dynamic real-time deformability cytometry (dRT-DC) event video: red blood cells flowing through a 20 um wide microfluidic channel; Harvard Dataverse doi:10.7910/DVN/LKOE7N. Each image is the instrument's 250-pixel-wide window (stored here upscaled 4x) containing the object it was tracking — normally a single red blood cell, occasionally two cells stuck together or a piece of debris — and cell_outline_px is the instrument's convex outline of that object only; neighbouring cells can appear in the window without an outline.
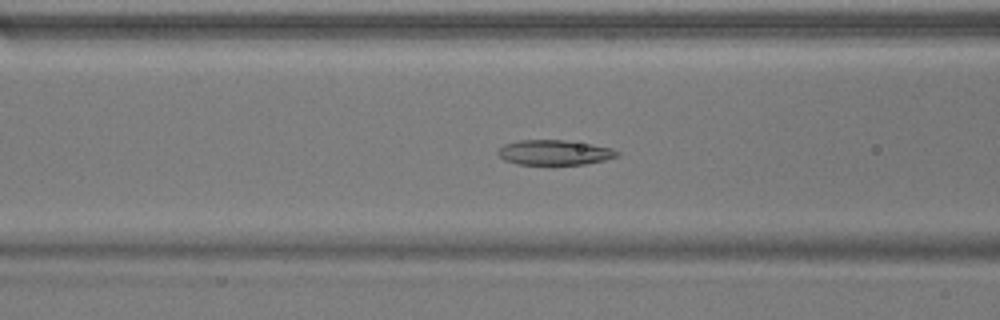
{"species": "common noctule bat (a hibernating species)", "species_latin": "Nyctalus noctula", "temperature_condition": "warm", "stored_images_in_passage": 53, "camera_frame_rate_fps": 3000, "um_per_image_px": 0.085, "animal": {"sex": "male", "body_mass_g": 17.9}, "frame": {"image": 1, "passage_image": 20, "time_ms": 6.333, "image_size_px": [1000, 320], "cell_outline_px": [[620, 156], [604, 160], [584, 164], [516, 164], [504, 160], [496, 152], [504, 144], [520, 140], [564, 140], [592, 144], [612, 148], [620, 152]], "centroid_in_image_um": [47.15, 12.96], "position_along_channel_um": 119.5, "area_um2": 17.34}}
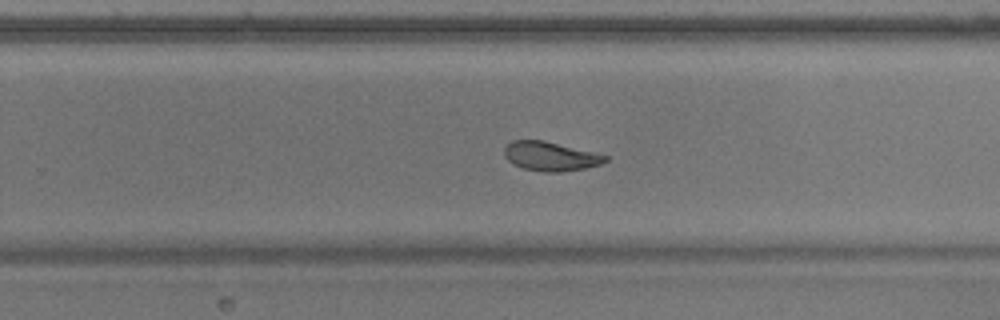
{"frame": {"image": 2, "passage_image": 33, "time_ms": 10.667, "image_size_px": [1000, 320], "cell_outline_px": [[608, 160], [600, 164], [584, 168], [560, 172], [544, 172], [524, 168], [508, 160], [504, 156], [504, 148], [512, 140], [544, 140], [608, 156]], "centroid_in_image_um": [46.77, 13.28], "position_along_channel_um": 283.0, "area_um2": 16.88}}
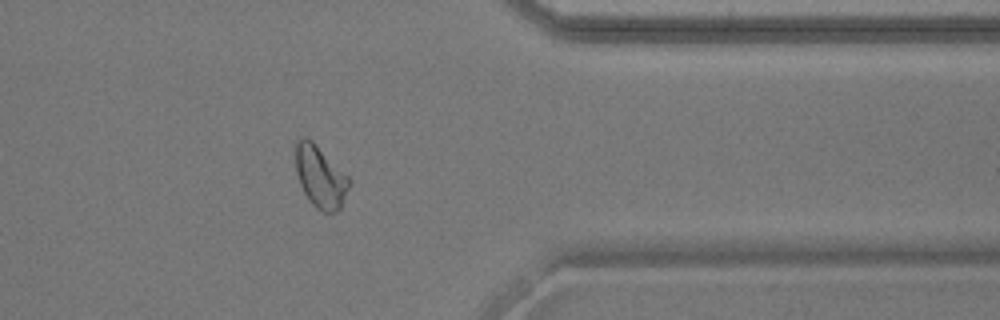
{"frame": {"image": 3, "passage_image": 42, "time_ms": 13.667, "image_size_px": [1000, 320], "cell_outline_px": [[352, 184], [340, 208], [336, 212], [324, 212], [316, 208], [308, 200], [300, 184], [296, 172], [292, 144], [296, 140], [304, 136], [308, 136], [352, 180]], "centroid_in_image_um": [27.19, 14.98], "position_along_channel_um": 384.2, "area_um2": 19.94}, "authors_computed_cell_mechanics": {"area_um2": 19.5942, "velocity_mm_per_s": 3.7862, "shape_relaxation_time_tau1_ms": 4.8404, "shape_relaxation_time_tau2_ms": 1.8058, "deformation_change_tau1": 0.1451, "deformation_change_tau2": 0.0748}}